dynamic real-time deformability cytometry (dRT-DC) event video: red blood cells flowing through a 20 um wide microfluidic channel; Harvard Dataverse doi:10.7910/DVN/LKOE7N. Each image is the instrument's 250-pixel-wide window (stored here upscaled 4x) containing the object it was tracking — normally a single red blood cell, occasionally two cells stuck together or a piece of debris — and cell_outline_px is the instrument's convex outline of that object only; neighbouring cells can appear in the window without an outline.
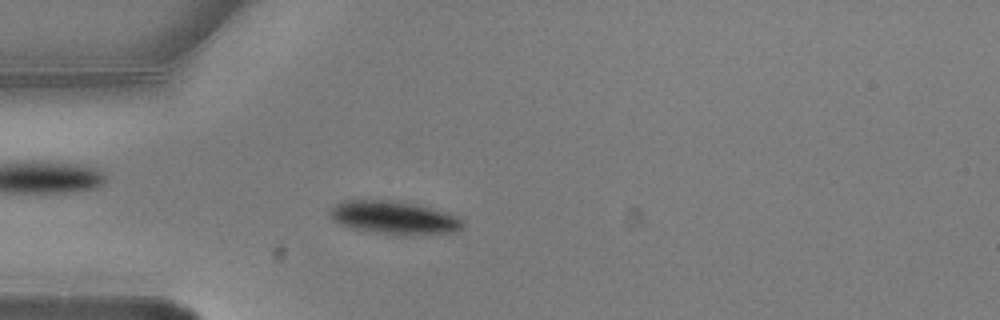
{"species": "common noctule bat (a hibernating species)", "species_latin": "Nyctalus noctula", "temperature_condition": "warm", "stored_images_in_passage": 4, "camera_frame_rate_fps": 3000, "um_per_image_px": 0.085, "animal": {"sex": "male", "body_mass_g": 20.5, "forearm_length_mm": 52.5}, "frame": {"image": 1, "passage_image": 4, "time_ms": 1.0, "image_size_px": [1000, 320], "cell_outline_px": [[464, 224], [456, 232], [412, 236], [400, 236], [352, 228], [340, 224], [328, 212], [328, 208], [340, 200], [400, 200], [432, 208], [460, 216]], "centroid_in_image_um": [33.52, 18.5], "position_along_channel_um": 51.5, "area_um2": 26.18}}